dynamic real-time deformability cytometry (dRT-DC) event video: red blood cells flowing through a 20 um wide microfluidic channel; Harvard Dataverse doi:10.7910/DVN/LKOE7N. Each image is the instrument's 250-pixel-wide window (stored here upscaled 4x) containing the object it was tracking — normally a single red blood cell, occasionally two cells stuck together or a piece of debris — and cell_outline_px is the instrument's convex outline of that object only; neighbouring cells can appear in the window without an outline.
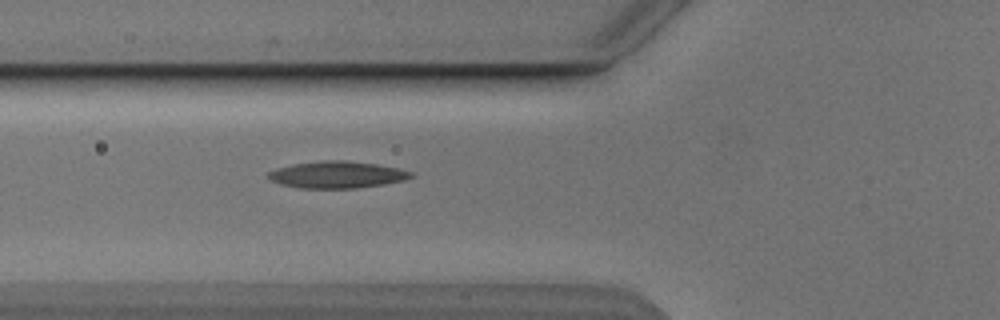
{"species": "Egyptian fruit bat (a non-hibernating species)", "species_latin": "Rousettus aegyptiacus", "temperature_condition": "cold", "stored_images_in_passage": 2, "camera_frame_rate_fps": 3000, "um_per_image_px": 0.085, "animal": {"sex": "male"}, "frame": {"image": 1, "passage_image": 2, "time_ms": 1.0, "image_size_px": [1000, 320], "cell_outline_px": [[412, 176], [404, 180], [384, 184], [356, 188], [300, 188], [280, 184], [264, 176], [268, 172], [276, 168], [292, 164], [320, 160], [344, 160], [376, 164], [396, 168], [412, 172]], "centroid_in_image_um": [28.58, 14.84], "position_along_channel_um": 97.2, "area_um2": 22.31}}